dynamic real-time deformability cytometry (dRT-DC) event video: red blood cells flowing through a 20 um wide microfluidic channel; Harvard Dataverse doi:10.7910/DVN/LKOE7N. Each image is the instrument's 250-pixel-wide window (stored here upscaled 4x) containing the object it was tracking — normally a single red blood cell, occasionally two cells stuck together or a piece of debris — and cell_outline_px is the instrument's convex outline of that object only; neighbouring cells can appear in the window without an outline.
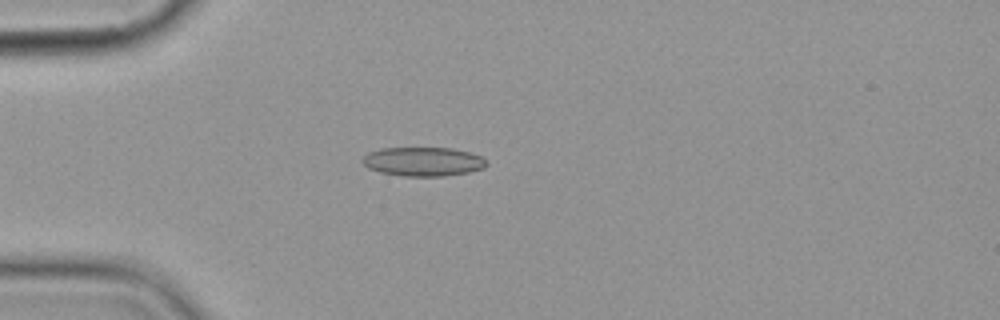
{"species": "common noctule bat (a hibernating species)", "species_latin": "Nyctalus noctula", "temperature_condition": "cold", "stored_images_in_passage": 7, "camera_frame_rate_fps": 3000, "um_per_image_px": 0.085, "animal": {"sex": "female", "body_mass_g": 19.9}, "frame": {"image": 1, "passage_image": 3, "time_ms": 2.333, "image_size_px": [1000, 320], "cell_outline_px": [[488, 164], [484, 168], [468, 172], [444, 176], [404, 176], [380, 172], [368, 168], [360, 160], [368, 152], [380, 148], [452, 148], [468, 152], [480, 156]], "centroid_in_image_um": [35.93, 13.73], "position_along_channel_um": 49.1, "area_um2": 20.92}}
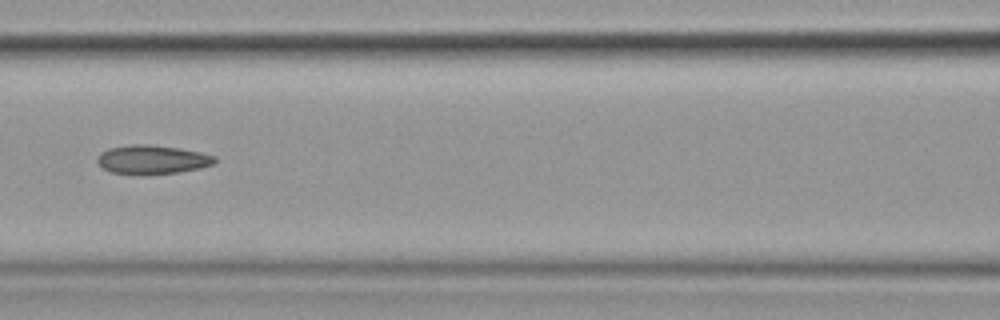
{"frame": {"image": 2, "passage_image": 6, "time_ms": 5.667, "image_size_px": [1000, 320], "cell_outline_px": [[216, 164], [200, 168], [176, 172], [140, 176], [112, 172], [104, 168], [96, 160], [100, 152], [108, 148], [132, 144], [148, 144], [180, 148], [200, 152], [216, 156]], "centroid_in_image_um": [12.94, 13.57], "position_along_channel_um": 153.7, "area_um2": 20.06}}
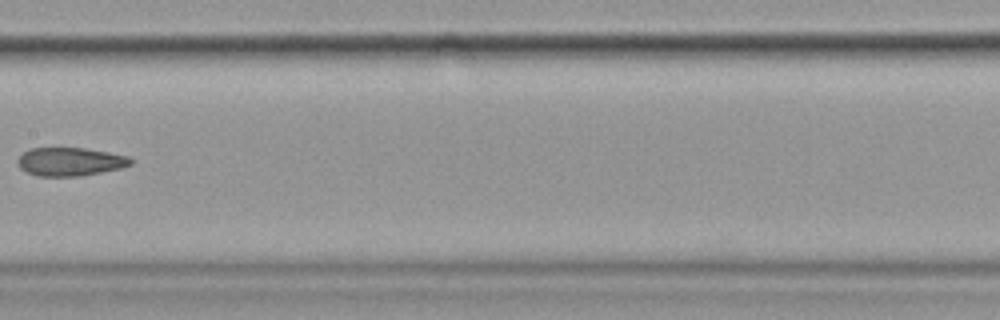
{"frame": {"image": 3, "passage_image": 7, "time_ms": 7.0, "image_size_px": [1000, 320], "cell_outline_px": [[132, 164], [120, 168], [80, 176], [36, 176], [20, 168], [16, 160], [24, 152], [32, 148], [84, 148], [108, 152], [128, 156], [132, 160]], "centroid_in_image_um": [5.95, 13.74], "position_along_channel_um": 201.5, "area_um2": 18.55}}